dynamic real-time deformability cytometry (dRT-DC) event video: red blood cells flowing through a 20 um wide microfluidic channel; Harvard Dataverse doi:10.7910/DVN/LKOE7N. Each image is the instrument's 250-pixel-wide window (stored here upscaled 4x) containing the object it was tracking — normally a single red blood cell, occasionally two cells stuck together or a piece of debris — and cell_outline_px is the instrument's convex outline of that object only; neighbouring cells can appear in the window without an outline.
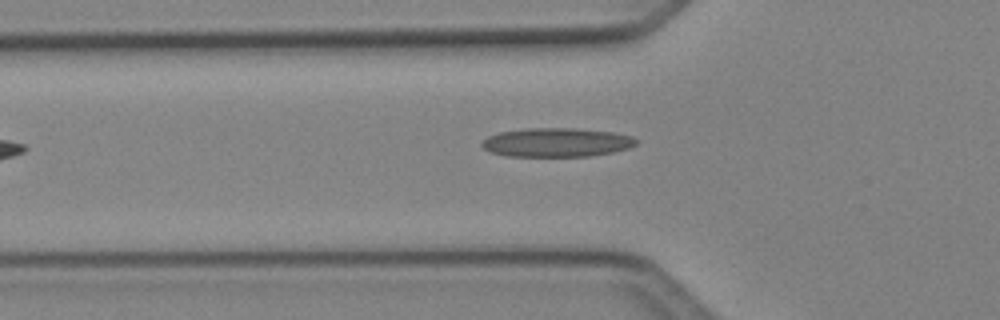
{"species": "Egyptian fruit bat (a non-hibernating species)", "species_latin": "Rousettus aegyptiacus", "temperature_condition": "cold", "stored_images_in_passage": 30, "camera_frame_rate_fps": 3000, "um_per_image_px": 0.085, "animal": {"sex": "female"}, "frame": {"image": 1, "passage_image": 3, "time_ms": 0.667, "image_size_px": [1000, 320], "cell_outline_px": [[640, 140], [636, 144], [628, 148], [612, 152], [592, 156], [508, 156], [492, 152], [484, 148], [480, 144], [488, 136], [500, 132], [524, 128], [576, 128], [616, 132], [632, 136]], "centroid_in_image_um": [47.36, 12.09], "position_along_channel_um": 78.4, "area_um2": 26.13}}
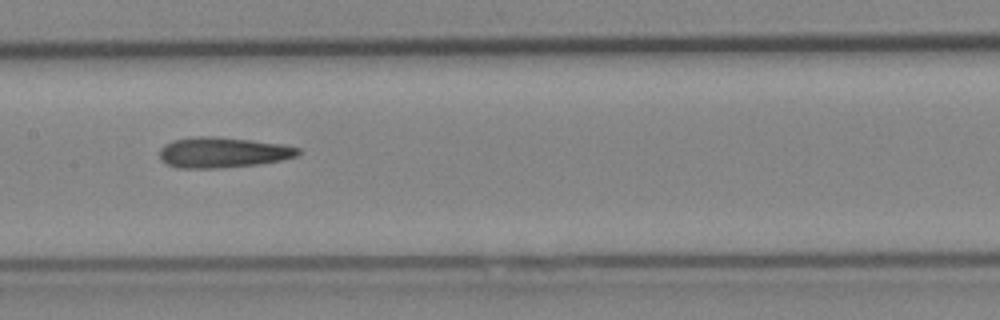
{"frame": {"image": 2, "passage_image": 11, "time_ms": 3.333, "image_size_px": [1000, 320], "cell_outline_px": [[300, 152], [296, 156], [280, 160], [260, 164], [212, 168], [180, 168], [168, 164], [160, 160], [160, 148], [164, 144], [172, 140], [196, 136], [212, 136], [252, 140], [284, 144], [300, 148]], "centroid_in_image_um": [18.92, 12.94], "position_along_channel_um": 188.5, "area_um2": 24.62}}
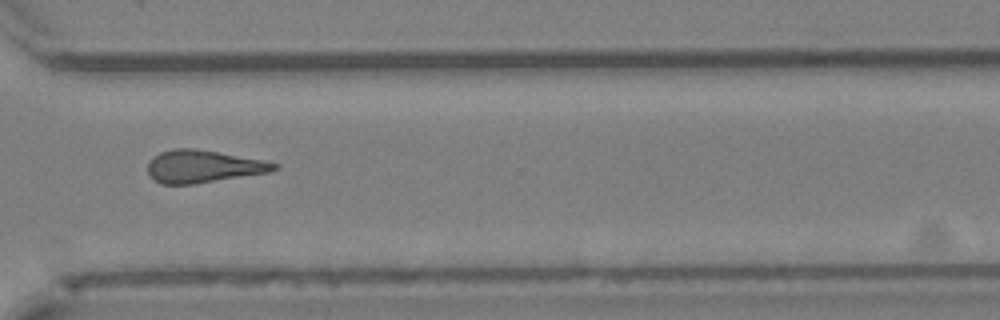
{"frame": {"image": 3, "passage_image": 23, "time_ms": 7.333, "image_size_px": [1000, 320], "cell_outline_px": [[280, 168], [268, 172], [196, 184], [160, 184], [148, 176], [148, 160], [152, 156], [160, 152], [172, 148], [192, 148], [216, 152], [260, 160], [280, 164]], "centroid_in_image_um": [17.19, 14.15], "position_along_channel_um": 353.4, "area_um2": 23.93}}